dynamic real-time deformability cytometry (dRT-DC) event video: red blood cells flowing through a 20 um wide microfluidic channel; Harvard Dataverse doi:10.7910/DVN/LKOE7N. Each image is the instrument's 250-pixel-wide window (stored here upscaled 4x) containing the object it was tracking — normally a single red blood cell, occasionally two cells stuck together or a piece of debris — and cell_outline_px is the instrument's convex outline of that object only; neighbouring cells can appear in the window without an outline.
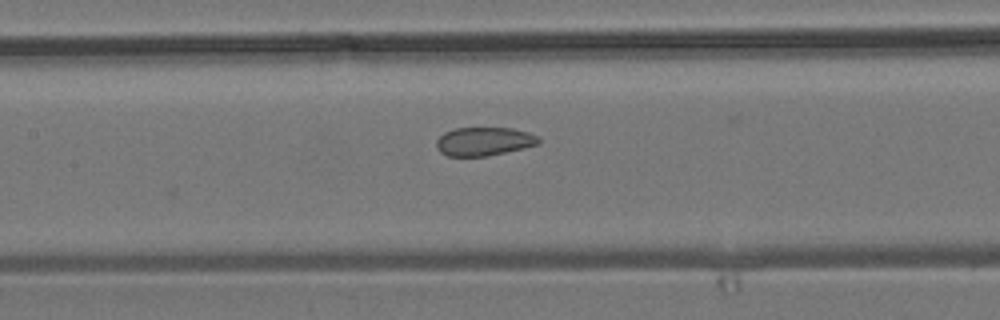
{"species": "common noctule bat (a hibernating species)", "species_latin": "Nyctalus noctula", "temperature_condition": "room temperature", "stored_images_in_passage": 4, "camera_frame_rate_fps": 3000, "um_per_image_px": 0.085, "animal": {"sex": "male", "body_mass_g": 19.2, "forearm_length_mm": 51.8}, "frame": {"image": 1, "passage_image": 4, "time_ms": 3.667, "image_size_px": [1000, 320], "cell_outline_px": [[540, 144], [524, 148], [484, 156], [448, 156], [440, 152], [436, 148], [436, 140], [444, 132], [456, 128], [512, 128], [528, 132], [536, 136], [540, 140]], "centroid_in_image_um": [41.12, 12.02], "position_along_channel_um": 166.3, "area_um2": 16.94}}